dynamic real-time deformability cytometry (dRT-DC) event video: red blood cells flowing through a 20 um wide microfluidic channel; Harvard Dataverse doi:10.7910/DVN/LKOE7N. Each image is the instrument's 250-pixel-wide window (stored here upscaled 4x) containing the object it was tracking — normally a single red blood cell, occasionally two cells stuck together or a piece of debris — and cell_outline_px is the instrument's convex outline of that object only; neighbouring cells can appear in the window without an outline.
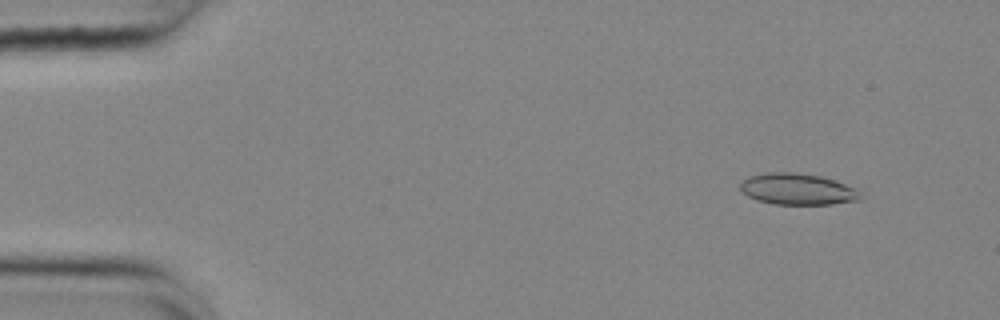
{"species": "common noctule bat (a hibernating species)", "species_latin": "Nyctalus noctula", "temperature_condition": "cold", "stored_images_in_passage": 54, "camera_frame_rate_fps": 3000, "um_per_image_px": 0.085, "animal": {"sex": "female", "body_mass_g": 25.1}, "frame": {"image": 1, "passage_image": 5, "time_ms": 1.333, "image_size_px": [1000, 320], "cell_outline_px": [[864, 200], [832, 204], [772, 204], [756, 200], [740, 192], [740, 184], [748, 176], [764, 172], [792, 172], [820, 176], [844, 184], [860, 192]], "centroid_in_image_um": [67.75, 16.08], "position_along_channel_um": 17.2, "area_um2": 22.02}}
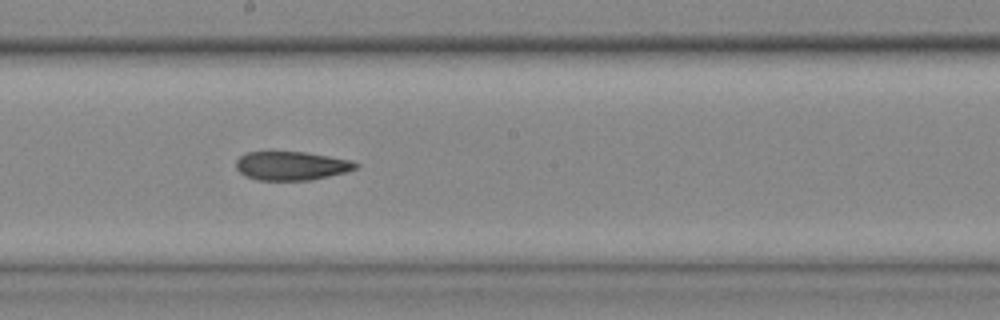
{"frame": {"image": 2, "passage_image": 30, "time_ms": 9.667, "image_size_px": [1000, 320], "cell_outline_px": [[360, 164], [356, 168], [344, 172], [328, 176], [308, 180], [256, 180], [244, 176], [236, 168], [236, 160], [240, 156], [248, 152], [304, 152], [328, 156], [348, 160]], "centroid_in_image_um": [24.72, 14.09], "position_along_channel_um": 223.5, "area_um2": 19.83}}
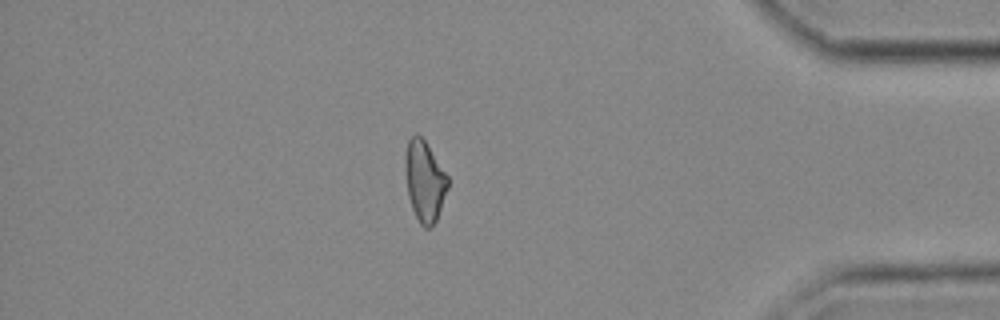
{"frame": {"image": 3, "passage_image": 47, "time_ms": 15.333, "image_size_px": [1000, 320], "cell_outline_px": [[448, 188], [436, 220], [428, 228], [424, 228], [420, 224], [412, 208], [408, 196], [404, 168], [404, 156], [408, 140], [412, 136], [420, 136], [424, 140], [448, 176]], "centroid_in_image_um": [36.07, 15.39], "position_along_channel_um": 399.1, "area_um2": 19.83}, "authors_computed_cell_mechanics": {"area_um2": 21.3282, "velocity_mm_per_s": 3.6959, "shape_relaxation_time_tau1_ms": null, "shape_relaxation_time_tau2_ms": 10.0778, "deformation_change_tau1": null, "deformation_change_tau2": 0.1996}}